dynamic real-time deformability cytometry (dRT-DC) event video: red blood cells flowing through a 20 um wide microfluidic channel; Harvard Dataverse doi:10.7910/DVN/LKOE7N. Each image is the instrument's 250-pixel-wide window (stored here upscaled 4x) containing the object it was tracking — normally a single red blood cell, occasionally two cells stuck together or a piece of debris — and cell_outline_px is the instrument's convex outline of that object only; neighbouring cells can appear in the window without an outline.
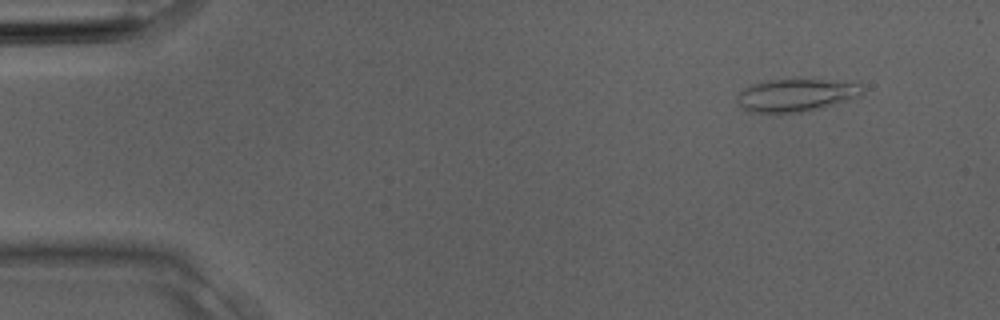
{"species": "Egyptian fruit bat (a non-hibernating species)", "species_latin": "Rousettus aegyptiacus", "temperature_condition": "room temperature", "stored_images_in_passage": 3, "camera_frame_rate_fps": 3000, "um_per_image_px": 0.085, "animal": {"sex": "male"}, "frame": {"image": 1, "passage_image": 1, "time_ms": 0.0, "image_size_px": [1000, 320], "cell_outline_px": [[864, 92], [860, 96], [848, 100], [820, 108], [780, 116], [748, 112], [736, 100], [736, 96], [744, 88], [752, 84], [768, 80], [860, 80]], "centroid_in_image_um": [67.7, 8.11], "position_along_channel_um": 17.3, "area_um2": 24.74}}